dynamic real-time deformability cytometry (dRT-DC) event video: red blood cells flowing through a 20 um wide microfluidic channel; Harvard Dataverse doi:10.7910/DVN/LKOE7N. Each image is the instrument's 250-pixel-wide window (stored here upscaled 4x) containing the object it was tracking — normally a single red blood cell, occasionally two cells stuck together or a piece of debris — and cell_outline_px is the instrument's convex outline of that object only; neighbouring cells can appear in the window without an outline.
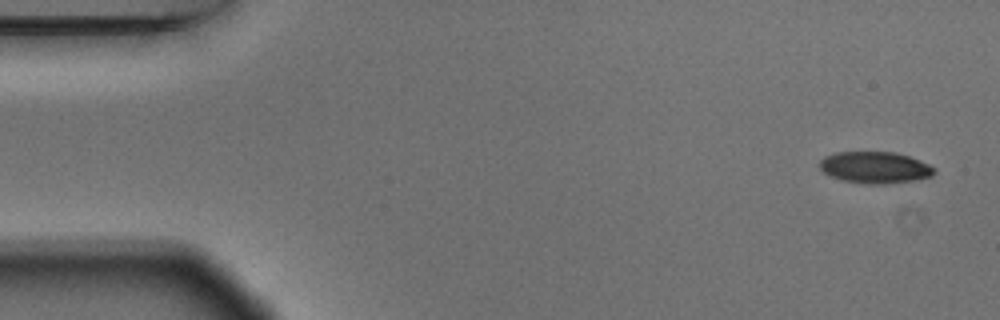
{"species": "Egyptian fruit bat (a non-hibernating species)", "species_latin": "Rousettus aegyptiacus", "temperature_condition": "warm", "stored_images_in_passage": 6, "camera_frame_rate_fps": 3000, "um_per_image_px": 0.085, "animal": {"sex": "male"}, "frame": {"image": 1, "passage_image": 1, "time_ms": 0.0, "image_size_px": [1000, 320], "cell_outline_px": [[936, 172], [932, 176], [912, 180], [884, 184], [868, 184], [840, 180], [824, 172], [820, 168], [820, 160], [824, 156], [836, 152], [896, 152], [920, 160], [936, 168]], "centroid_in_image_um": [74.38, 14.23], "position_along_channel_um": 10.6, "area_um2": 21.1}}
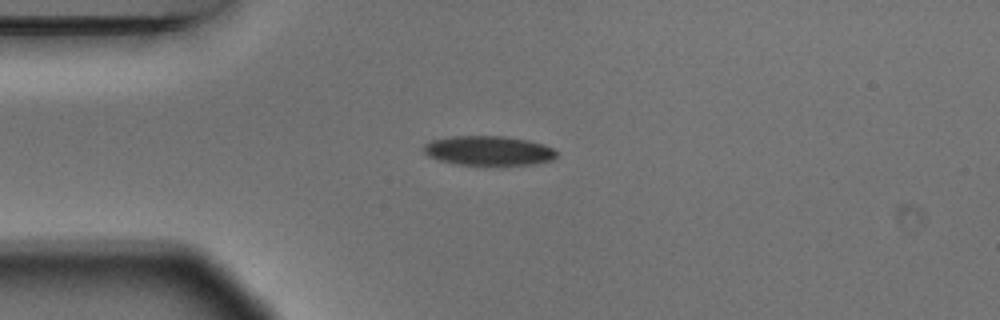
{"frame": {"image": 2, "passage_image": 4, "time_ms": 1.0, "image_size_px": [1000, 320], "cell_outline_px": [[556, 156], [552, 160], [536, 164], [500, 168], [456, 164], [440, 160], [428, 156], [424, 152], [424, 144], [432, 140], [452, 136], [504, 136], [528, 140], [544, 144], [552, 148], [556, 152]], "centroid_in_image_um": [41.57, 12.85], "position_along_channel_um": 43.4, "area_um2": 23.76}}
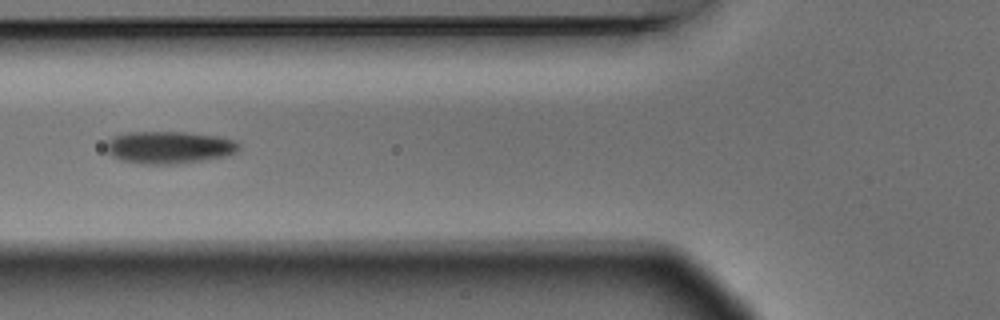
{"frame": {"image": 3, "passage_image": 6, "time_ms": 1.667, "image_size_px": [1000, 320], "cell_outline_px": [[240, 148], [236, 152], [224, 156], [176, 164], [140, 164], [120, 160], [112, 156], [104, 148], [108, 140], [112, 136], [128, 132], [184, 132], [220, 136], [236, 140], [240, 144]], "centroid_in_image_um": [14.35, 12.52], "position_along_channel_um": 111.5, "area_um2": 25.2}}